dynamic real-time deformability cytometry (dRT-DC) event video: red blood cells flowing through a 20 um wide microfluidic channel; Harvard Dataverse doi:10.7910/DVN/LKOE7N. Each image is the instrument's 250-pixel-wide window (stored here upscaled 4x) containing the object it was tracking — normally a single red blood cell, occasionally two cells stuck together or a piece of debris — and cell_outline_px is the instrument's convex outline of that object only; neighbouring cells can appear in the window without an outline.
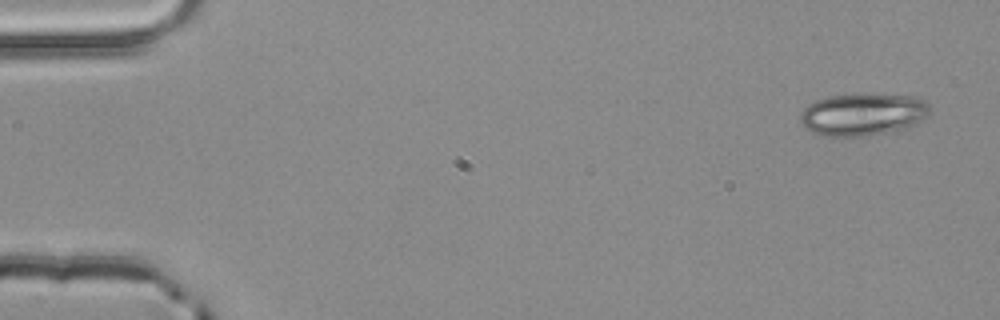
{"species": "common noctule bat (a hibernating species)", "species_latin": "Nyctalus noctula", "temperature_condition": "room temperature", "stored_images_in_passage": 4, "camera_frame_rate_fps": 3000, "um_per_image_px": 0.085, "animal": {"sex": "male", "body_mass_g": 20.4}, "frame": {"image": 1, "passage_image": 1, "time_ms": 0.0, "image_size_px": [1000, 320], "cell_outline_px": [[932, 112], [928, 116], [916, 124], [908, 128], [860, 136], [824, 136], [812, 132], [804, 128], [800, 124], [800, 112], [808, 104], [816, 100], [828, 96], [856, 92], [868, 92], [912, 96], [924, 100], [932, 108]], "centroid_in_image_um": [73.35, 9.68], "position_along_channel_um": 11.7, "area_um2": 32.89}}